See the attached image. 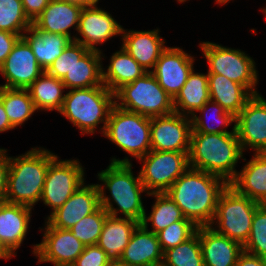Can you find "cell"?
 Segmentation results:
<instances>
[{"mask_svg": "<svg viewBox=\"0 0 266 266\" xmlns=\"http://www.w3.org/2000/svg\"><path fill=\"white\" fill-rule=\"evenodd\" d=\"M131 162L128 156L124 159L113 157L106 169L97 173V178L101 182L97 183L100 206L112 217H119L121 214L123 218L133 219L141 224L147 212L141 197L143 193L148 195V192L141 182L139 173L138 176L134 175Z\"/></svg>", "mask_w": 266, "mask_h": 266, "instance_id": "cell-1", "label": "cell"}, {"mask_svg": "<svg viewBox=\"0 0 266 266\" xmlns=\"http://www.w3.org/2000/svg\"><path fill=\"white\" fill-rule=\"evenodd\" d=\"M229 183L214 174L189 167L165 192L197 227L210 226L221 193Z\"/></svg>", "mask_w": 266, "mask_h": 266, "instance_id": "cell-2", "label": "cell"}, {"mask_svg": "<svg viewBox=\"0 0 266 266\" xmlns=\"http://www.w3.org/2000/svg\"><path fill=\"white\" fill-rule=\"evenodd\" d=\"M188 158L191 168L217 175L228 183L238 173V161H246L236 133L191 132Z\"/></svg>", "mask_w": 266, "mask_h": 266, "instance_id": "cell-3", "label": "cell"}, {"mask_svg": "<svg viewBox=\"0 0 266 266\" xmlns=\"http://www.w3.org/2000/svg\"><path fill=\"white\" fill-rule=\"evenodd\" d=\"M57 156L43 147L9 156L6 202L33 208L41 199L48 166Z\"/></svg>", "mask_w": 266, "mask_h": 266, "instance_id": "cell-4", "label": "cell"}, {"mask_svg": "<svg viewBox=\"0 0 266 266\" xmlns=\"http://www.w3.org/2000/svg\"><path fill=\"white\" fill-rule=\"evenodd\" d=\"M114 105L115 94L102 84L68 90L58 113L79 129L82 135H93L102 123L99 133L103 135Z\"/></svg>", "mask_w": 266, "mask_h": 266, "instance_id": "cell-5", "label": "cell"}, {"mask_svg": "<svg viewBox=\"0 0 266 266\" xmlns=\"http://www.w3.org/2000/svg\"><path fill=\"white\" fill-rule=\"evenodd\" d=\"M115 105L150 118L174 113L173 98L151 72L121 87L115 93Z\"/></svg>", "mask_w": 266, "mask_h": 266, "instance_id": "cell-6", "label": "cell"}, {"mask_svg": "<svg viewBox=\"0 0 266 266\" xmlns=\"http://www.w3.org/2000/svg\"><path fill=\"white\" fill-rule=\"evenodd\" d=\"M151 118L129 112L114 105L110 111L103 137L123 152L137 159L151 150Z\"/></svg>", "mask_w": 266, "mask_h": 266, "instance_id": "cell-7", "label": "cell"}, {"mask_svg": "<svg viewBox=\"0 0 266 266\" xmlns=\"http://www.w3.org/2000/svg\"><path fill=\"white\" fill-rule=\"evenodd\" d=\"M259 205L228 185L219 197L210 227L244 246L249 239L253 216Z\"/></svg>", "mask_w": 266, "mask_h": 266, "instance_id": "cell-8", "label": "cell"}, {"mask_svg": "<svg viewBox=\"0 0 266 266\" xmlns=\"http://www.w3.org/2000/svg\"><path fill=\"white\" fill-rule=\"evenodd\" d=\"M198 47L208 63L207 73L224 75L243 85L253 95L259 94L256 62L245 51L209 41H201Z\"/></svg>", "mask_w": 266, "mask_h": 266, "instance_id": "cell-9", "label": "cell"}, {"mask_svg": "<svg viewBox=\"0 0 266 266\" xmlns=\"http://www.w3.org/2000/svg\"><path fill=\"white\" fill-rule=\"evenodd\" d=\"M189 152L150 150L138 159L140 179L148 194L165 193L190 167Z\"/></svg>", "mask_w": 266, "mask_h": 266, "instance_id": "cell-10", "label": "cell"}, {"mask_svg": "<svg viewBox=\"0 0 266 266\" xmlns=\"http://www.w3.org/2000/svg\"><path fill=\"white\" fill-rule=\"evenodd\" d=\"M85 168L79 159H59L48 166L40 202L51 208L48 217L60 208L85 182Z\"/></svg>", "mask_w": 266, "mask_h": 266, "instance_id": "cell-11", "label": "cell"}, {"mask_svg": "<svg viewBox=\"0 0 266 266\" xmlns=\"http://www.w3.org/2000/svg\"><path fill=\"white\" fill-rule=\"evenodd\" d=\"M45 228H40L43 237L32 245V254L37 263H51L54 266H71L84 251L85 245L69 229H58L45 220Z\"/></svg>", "mask_w": 266, "mask_h": 266, "instance_id": "cell-12", "label": "cell"}, {"mask_svg": "<svg viewBox=\"0 0 266 266\" xmlns=\"http://www.w3.org/2000/svg\"><path fill=\"white\" fill-rule=\"evenodd\" d=\"M235 131L243 153L266 152V99L261 94L253 95L236 116Z\"/></svg>", "mask_w": 266, "mask_h": 266, "instance_id": "cell-13", "label": "cell"}, {"mask_svg": "<svg viewBox=\"0 0 266 266\" xmlns=\"http://www.w3.org/2000/svg\"><path fill=\"white\" fill-rule=\"evenodd\" d=\"M191 117L172 113L151 118V150L189 152Z\"/></svg>", "mask_w": 266, "mask_h": 266, "instance_id": "cell-14", "label": "cell"}, {"mask_svg": "<svg viewBox=\"0 0 266 266\" xmlns=\"http://www.w3.org/2000/svg\"><path fill=\"white\" fill-rule=\"evenodd\" d=\"M97 5L83 7L74 41L89 50L102 52L97 45L122 35L123 26L107 10Z\"/></svg>", "mask_w": 266, "mask_h": 266, "instance_id": "cell-15", "label": "cell"}, {"mask_svg": "<svg viewBox=\"0 0 266 266\" xmlns=\"http://www.w3.org/2000/svg\"><path fill=\"white\" fill-rule=\"evenodd\" d=\"M45 70L38 64L28 42L21 37L0 66L5 88L27 89Z\"/></svg>", "mask_w": 266, "mask_h": 266, "instance_id": "cell-16", "label": "cell"}, {"mask_svg": "<svg viewBox=\"0 0 266 266\" xmlns=\"http://www.w3.org/2000/svg\"><path fill=\"white\" fill-rule=\"evenodd\" d=\"M194 63V56L182 48L167 46L151 73L159 85L174 99L187 81Z\"/></svg>", "mask_w": 266, "mask_h": 266, "instance_id": "cell-17", "label": "cell"}, {"mask_svg": "<svg viewBox=\"0 0 266 266\" xmlns=\"http://www.w3.org/2000/svg\"><path fill=\"white\" fill-rule=\"evenodd\" d=\"M100 207L97 184L85 183L46 220L55 228L71 229L82 218L95 212Z\"/></svg>", "mask_w": 266, "mask_h": 266, "instance_id": "cell-18", "label": "cell"}, {"mask_svg": "<svg viewBox=\"0 0 266 266\" xmlns=\"http://www.w3.org/2000/svg\"><path fill=\"white\" fill-rule=\"evenodd\" d=\"M82 5L65 0H51L42 13L32 22L33 31L61 34L74 41L73 28L77 32Z\"/></svg>", "mask_w": 266, "mask_h": 266, "instance_id": "cell-19", "label": "cell"}, {"mask_svg": "<svg viewBox=\"0 0 266 266\" xmlns=\"http://www.w3.org/2000/svg\"><path fill=\"white\" fill-rule=\"evenodd\" d=\"M122 47L147 71L151 72L161 53L167 48L160 29H122Z\"/></svg>", "mask_w": 266, "mask_h": 266, "instance_id": "cell-20", "label": "cell"}, {"mask_svg": "<svg viewBox=\"0 0 266 266\" xmlns=\"http://www.w3.org/2000/svg\"><path fill=\"white\" fill-rule=\"evenodd\" d=\"M32 209L21 204L0 203V241L14 257L27 236Z\"/></svg>", "mask_w": 266, "mask_h": 266, "instance_id": "cell-21", "label": "cell"}, {"mask_svg": "<svg viewBox=\"0 0 266 266\" xmlns=\"http://www.w3.org/2000/svg\"><path fill=\"white\" fill-rule=\"evenodd\" d=\"M199 240L204 266H235L243 246L218 234L210 226L199 227Z\"/></svg>", "mask_w": 266, "mask_h": 266, "instance_id": "cell-22", "label": "cell"}, {"mask_svg": "<svg viewBox=\"0 0 266 266\" xmlns=\"http://www.w3.org/2000/svg\"><path fill=\"white\" fill-rule=\"evenodd\" d=\"M120 259L130 266H161L163 251L157 235L139 224Z\"/></svg>", "mask_w": 266, "mask_h": 266, "instance_id": "cell-23", "label": "cell"}, {"mask_svg": "<svg viewBox=\"0 0 266 266\" xmlns=\"http://www.w3.org/2000/svg\"><path fill=\"white\" fill-rule=\"evenodd\" d=\"M229 185L239 194L266 204V152L254 153Z\"/></svg>", "mask_w": 266, "mask_h": 266, "instance_id": "cell-24", "label": "cell"}, {"mask_svg": "<svg viewBox=\"0 0 266 266\" xmlns=\"http://www.w3.org/2000/svg\"><path fill=\"white\" fill-rule=\"evenodd\" d=\"M210 99L237 116L253 94L224 75L207 73Z\"/></svg>", "mask_w": 266, "mask_h": 266, "instance_id": "cell-25", "label": "cell"}, {"mask_svg": "<svg viewBox=\"0 0 266 266\" xmlns=\"http://www.w3.org/2000/svg\"><path fill=\"white\" fill-rule=\"evenodd\" d=\"M103 51L89 50L81 59L76 61L71 70L62 79L68 90L91 88L103 84Z\"/></svg>", "mask_w": 266, "mask_h": 266, "instance_id": "cell-26", "label": "cell"}, {"mask_svg": "<svg viewBox=\"0 0 266 266\" xmlns=\"http://www.w3.org/2000/svg\"><path fill=\"white\" fill-rule=\"evenodd\" d=\"M109 60L107 69L103 66V84L114 94L124 85L147 73L122 46Z\"/></svg>", "mask_w": 266, "mask_h": 266, "instance_id": "cell-27", "label": "cell"}, {"mask_svg": "<svg viewBox=\"0 0 266 266\" xmlns=\"http://www.w3.org/2000/svg\"><path fill=\"white\" fill-rule=\"evenodd\" d=\"M208 100H210L208 76L206 73L195 72L193 68L184 86L173 99L174 112L191 117Z\"/></svg>", "mask_w": 266, "mask_h": 266, "instance_id": "cell-28", "label": "cell"}, {"mask_svg": "<svg viewBox=\"0 0 266 266\" xmlns=\"http://www.w3.org/2000/svg\"><path fill=\"white\" fill-rule=\"evenodd\" d=\"M140 223L129 218L112 217L108 215L103 224L97 245L110 258H120L129 244L130 238Z\"/></svg>", "mask_w": 266, "mask_h": 266, "instance_id": "cell-29", "label": "cell"}, {"mask_svg": "<svg viewBox=\"0 0 266 266\" xmlns=\"http://www.w3.org/2000/svg\"><path fill=\"white\" fill-rule=\"evenodd\" d=\"M22 37L31 46L38 64L45 71L73 41L61 34L33 31L31 28L26 30Z\"/></svg>", "mask_w": 266, "mask_h": 266, "instance_id": "cell-30", "label": "cell"}, {"mask_svg": "<svg viewBox=\"0 0 266 266\" xmlns=\"http://www.w3.org/2000/svg\"><path fill=\"white\" fill-rule=\"evenodd\" d=\"M65 86L61 79H57L44 71L28 88V92L37 111H57L62 108L65 98Z\"/></svg>", "mask_w": 266, "mask_h": 266, "instance_id": "cell-31", "label": "cell"}, {"mask_svg": "<svg viewBox=\"0 0 266 266\" xmlns=\"http://www.w3.org/2000/svg\"><path fill=\"white\" fill-rule=\"evenodd\" d=\"M197 112L200 113V116L197 115L198 113H195L193 116H191L192 132L236 133V116L230 112H227L217 102L210 99ZM207 120H210L212 125L214 124L215 126L210 125V123H206L210 122ZM231 125L233 126L232 130L228 131L227 129Z\"/></svg>", "mask_w": 266, "mask_h": 266, "instance_id": "cell-32", "label": "cell"}, {"mask_svg": "<svg viewBox=\"0 0 266 266\" xmlns=\"http://www.w3.org/2000/svg\"><path fill=\"white\" fill-rule=\"evenodd\" d=\"M147 196L155 198L152 211L149 214L145 213L141 222L147 230L156 234L172 223L185 218L178 205L166 193H150ZM149 225L152 228H149Z\"/></svg>", "mask_w": 266, "mask_h": 266, "instance_id": "cell-33", "label": "cell"}, {"mask_svg": "<svg viewBox=\"0 0 266 266\" xmlns=\"http://www.w3.org/2000/svg\"><path fill=\"white\" fill-rule=\"evenodd\" d=\"M0 100L14 128L22 126L35 112H38L27 89L0 86Z\"/></svg>", "mask_w": 266, "mask_h": 266, "instance_id": "cell-34", "label": "cell"}, {"mask_svg": "<svg viewBox=\"0 0 266 266\" xmlns=\"http://www.w3.org/2000/svg\"><path fill=\"white\" fill-rule=\"evenodd\" d=\"M161 266H204L199 227L191 238L163 252Z\"/></svg>", "mask_w": 266, "mask_h": 266, "instance_id": "cell-35", "label": "cell"}, {"mask_svg": "<svg viewBox=\"0 0 266 266\" xmlns=\"http://www.w3.org/2000/svg\"><path fill=\"white\" fill-rule=\"evenodd\" d=\"M32 27L25 15L22 0H0V30L23 36Z\"/></svg>", "mask_w": 266, "mask_h": 266, "instance_id": "cell-36", "label": "cell"}, {"mask_svg": "<svg viewBox=\"0 0 266 266\" xmlns=\"http://www.w3.org/2000/svg\"><path fill=\"white\" fill-rule=\"evenodd\" d=\"M107 216L108 213L100 206L95 212L82 218L70 231L85 246L97 245Z\"/></svg>", "mask_w": 266, "mask_h": 266, "instance_id": "cell-37", "label": "cell"}, {"mask_svg": "<svg viewBox=\"0 0 266 266\" xmlns=\"http://www.w3.org/2000/svg\"><path fill=\"white\" fill-rule=\"evenodd\" d=\"M243 251L266 258V204H260L255 210L249 239Z\"/></svg>", "mask_w": 266, "mask_h": 266, "instance_id": "cell-38", "label": "cell"}, {"mask_svg": "<svg viewBox=\"0 0 266 266\" xmlns=\"http://www.w3.org/2000/svg\"><path fill=\"white\" fill-rule=\"evenodd\" d=\"M197 229L198 227L193 222L184 218L172 223L156 235L164 252L191 238L197 232Z\"/></svg>", "mask_w": 266, "mask_h": 266, "instance_id": "cell-39", "label": "cell"}, {"mask_svg": "<svg viewBox=\"0 0 266 266\" xmlns=\"http://www.w3.org/2000/svg\"><path fill=\"white\" fill-rule=\"evenodd\" d=\"M88 51L89 49L82 44L72 41L62 54L47 68L46 72L62 80L67 72L71 70L74 63L81 59Z\"/></svg>", "mask_w": 266, "mask_h": 266, "instance_id": "cell-40", "label": "cell"}, {"mask_svg": "<svg viewBox=\"0 0 266 266\" xmlns=\"http://www.w3.org/2000/svg\"><path fill=\"white\" fill-rule=\"evenodd\" d=\"M111 258L98 245L85 246L71 266H105Z\"/></svg>", "mask_w": 266, "mask_h": 266, "instance_id": "cell-41", "label": "cell"}, {"mask_svg": "<svg viewBox=\"0 0 266 266\" xmlns=\"http://www.w3.org/2000/svg\"><path fill=\"white\" fill-rule=\"evenodd\" d=\"M7 153V149L0 148V203L6 202L9 172V156Z\"/></svg>", "mask_w": 266, "mask_h": 266, "instance_id": "cell-42", "label": "cell"}, {"mask_svg": "<svg viewBox=\"0 0 266 266\" xmlns=\"http://www.w3.org/2000/svg\"><path fill=\"white\" fill-rule=\"evenodd\" d=\"M22 36L8 31L0 30V66L7 59L17 41Z\"/></svg>", "mask_w": 266, "mask_h": 266, "instance_id": "cell-43", "label": "cell"}, {"mask_svg": "<svg viewBox=\"0 0 266 266\" xmlns=\"http://www.w3.org/2000/svg\"><path fill=\"white\" fill-rule=\"evenodd\" d=\"M50 1L51 0H22L25 15L33 22L47 7Z\"/></svg>", "mask_w": 266, "mask_h": 266, "instance_id": "cell-44", "label": "cell"}, {"mask_svg": "<svg viewBox=\"0 0 266 266\" xmlns=\"http://www.w3.org/2000/svg\"><path fill=\"white\" fill-rule=\"evenodd\" d=\"M235 266H266V258L243 251L239 255Z\"/></svg>", "mask_w": 266, "mask_h": 266, "instance_id": "cell-45", "label": "cell"}, {"mask_svg": "<svg viewBox=\"0 0 266 266\" xmlns=\"http://www.w3.org/2000/svg\"><path fill=\"white\" fill-rule=\"evenodd\" d=\"M15 129L9 119H8V116L6 114V111L4 110V105L2 103V101L0 100V133H3V132H8L10 130H13Z\"/></svg>", "mask_w": 266, "mask_h": 266, "instance_id": "cell-46", "label": "cell"}, {"mask_svg": "<svg viewBox=\"0 0 266 266\" xmlns=\"http://www.w3.org/2000/svg\"><path fill=\"white\" fill-rule=\"evenodd\" d=\"M65 1H69V2H72V3H76V4H79V5H82L83 7H86V6L96 5V4H98V2L100 0H65Z\"/></svg>", "mask_w": 266, "mask_h": 266, "instance_id": "cell-47", "label": "cell"}, {"mask_svg": "<svg viewBox=\"0 0 266 266\" xmlns=\"http://www.w3.org/2000/svg\"><path fill=\"white\" fill-rule=\"evenodd\" d=\"M11 258H13V255L3 246L2 242L0 241V259L9 261Z\"/></svg>", "mask_w": 266, "mask_h": 266, "instance_id": "cell-48", "label": "cell"}, {"mask_svg": "<svg viewBox=\"0 0 266 266\" xmlns=\"http://www.w3.org/2000/svg\"><path fill=\"white\" fill-rule=\"evenodd\" d=\"M105 266H130L123 262L120 258H111Z\"/></svg>", "mask_w": 266, "mask_h": 266, "instance_id": "cell-49", "label": "cell"}, {"mask_svg": "<svg viewBox=\"0 0 266 266\" xmlns=\"http://www.w3.org/2000/svg\"><path fill=\"white\" fill-rule=\"evenodd\" d=\"M230 1H232V0H215V2L218 5H225V4L229 3Z\"/></svg>", "mask_w": 266, "mask_h": 266, "instance_id": "cell-50", "label": "cell"}, {"mask_svg": "<svg viewBox=\"0 0 266 266\" xmlns=\"http://www.w3.org/2000/svg\"><path fill=\"white\" fill-rule=\"evenodd\" d=\"M261 11H262V13H264V15H265V18H266V7H264V8H261Z\"/></svg>", "mask_w": 266, "mask_h": 266, "instance_id": "cell-51", "label": "cell"}, {"mask_svg": "<svg viewBox=\"0 0 266 266\" xmlns=\"http://www.w3.org/2000/svg\"><path fill=\"white\" fill-rule=\"evenodd\" d=\"M188 0H177L178 3H184V2H187ZM190 1V0H189Z\"/></svg>", "mask_w": 266, "mask_h": 266, "instance_id": "cell-52", "label": "cell"}]
</instances>
